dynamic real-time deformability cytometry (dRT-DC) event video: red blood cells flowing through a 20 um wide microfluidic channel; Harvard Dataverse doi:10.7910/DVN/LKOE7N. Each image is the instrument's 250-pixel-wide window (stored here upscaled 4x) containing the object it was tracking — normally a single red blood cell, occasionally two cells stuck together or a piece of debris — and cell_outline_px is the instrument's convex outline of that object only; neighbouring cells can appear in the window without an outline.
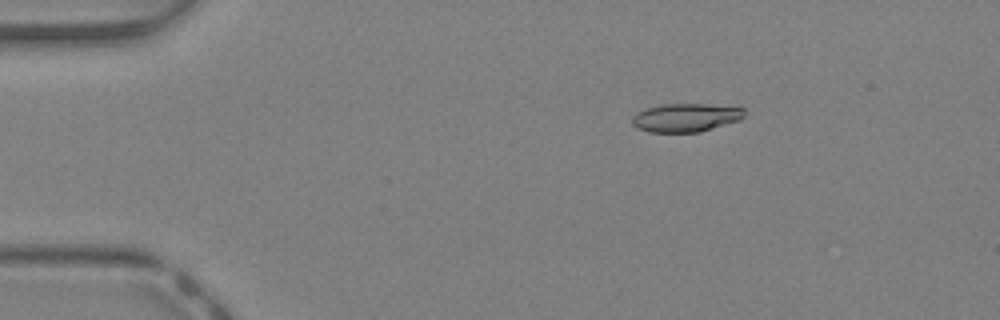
{"species": "Egyptian fruit bat (a non-hibernating species)", "species_latin": "Rousettus aegyptiacus", "temperature_condition": "warm", "stored_images_in_passage": 35, "camera_frame_rate_fps": 3000, "um_per_image_px": 0.085, "animal": {"sex": "female"}, "frame": {"image": 1, "passage_image": 1, "time_ms": 0.0, "image_size_px": [1000, 320], "cell_outline_px": [[744, 116], [740, 120], [700, 132], [648, 132], [632, 124], [632, 116], [636, 112], [644, 108], [660, 104], [708, 104], [744, 108]], "centroid_in_image_um": [58.27, 9.99], "position_along_channel_um": 26.7, "area_um2": 18.67}}
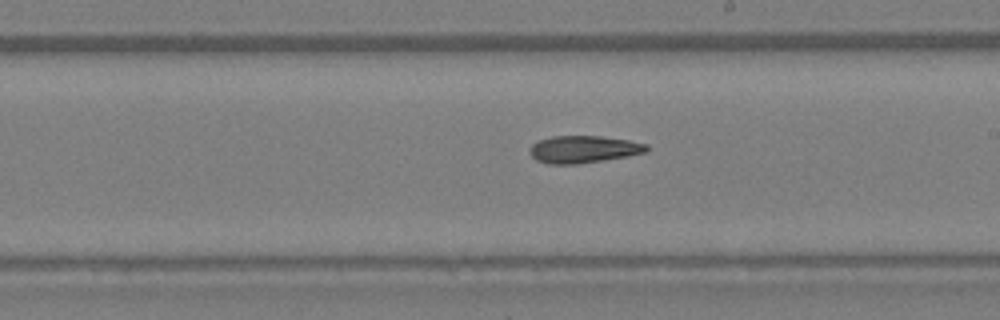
{"frame": {"image": 2, "passage_image": 18, "time_ms": 5.667, "image_size_px": [1000, 320], "cell_outline_px": [[648, 152], [628, 156], [576, 164], [548, 164], [536, 160], [528, 152], [528, 148], [532, 144], [540, 140], [552, 136], [600, 136], [628, 140], [648, 144]], "centroid_in_image_um": [49.58, 12.69], "position_along_channel_um": 239.4, "area_um2": 18.61}}
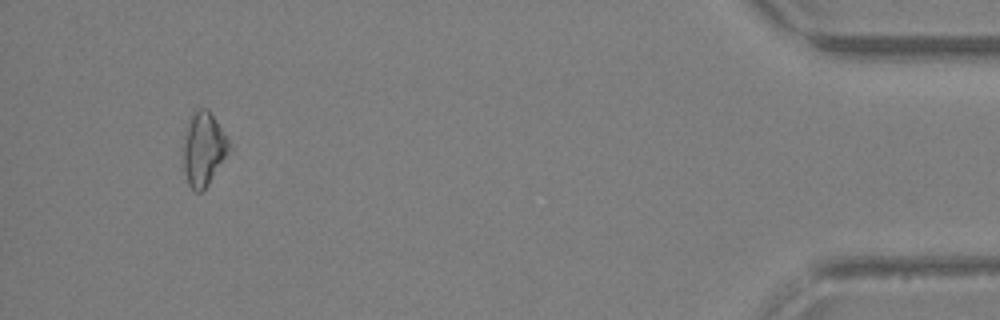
{"frame": {"image": 3, "passage_image": 33, "time_ms": 10.667, "image_size_px": [1000, 320], "cell_outline_px": [[232, 152], [208, 184], [200, 192], [192, 192], [188, 184], [184, 172], [180, 148], [188, 120], [192, 112], [200, 108], [208, 108], [232, 144]], "centroid_in_image_um": [17.29, 12.67], "position_along_channel_um": 417.9, "area_um2": 20.75}}